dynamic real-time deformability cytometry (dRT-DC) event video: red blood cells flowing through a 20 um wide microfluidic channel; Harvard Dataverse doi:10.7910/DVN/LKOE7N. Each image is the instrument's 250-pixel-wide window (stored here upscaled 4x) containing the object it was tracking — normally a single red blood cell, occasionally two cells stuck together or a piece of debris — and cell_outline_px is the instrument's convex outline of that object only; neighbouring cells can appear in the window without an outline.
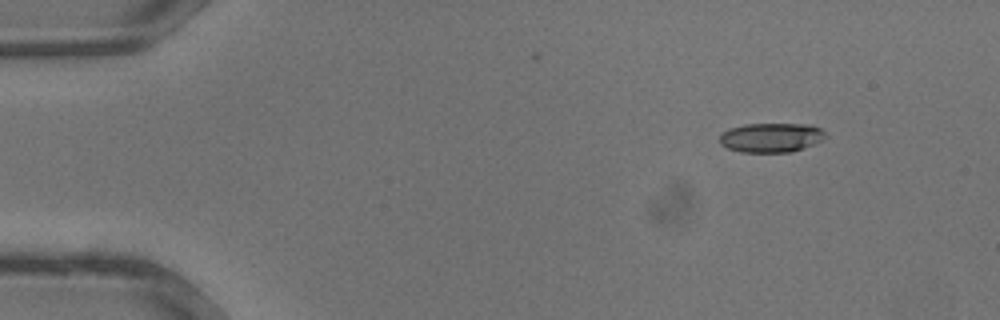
{"species": "common noctule bat (a hibernating species)", "species_latin": "Nyctalus noctula", "temperature_condition": "warm", "stored_images_in_passage": 31, "camera_frame_rate_fps": 3000, "um_per_image_px": 0.085, "animal": {"sex": "male", "body_mass_g": 13.3}, "frame": {"image": 1, "passage_image": 1, "time_ms": 0.0, "image_size_px": [1000, 320], "cell_outline_px": [[828, 136], [812, 144], [792, 152], [740, 152], [728, 148], [720, 144], [720, 136], [728, 128], [744, 124], [812, 124], [820, 128]], "centroid_in_image_um": [65.54, 11.68], "position_along_channel_um": 19.5, "area_um2": 18.09}}
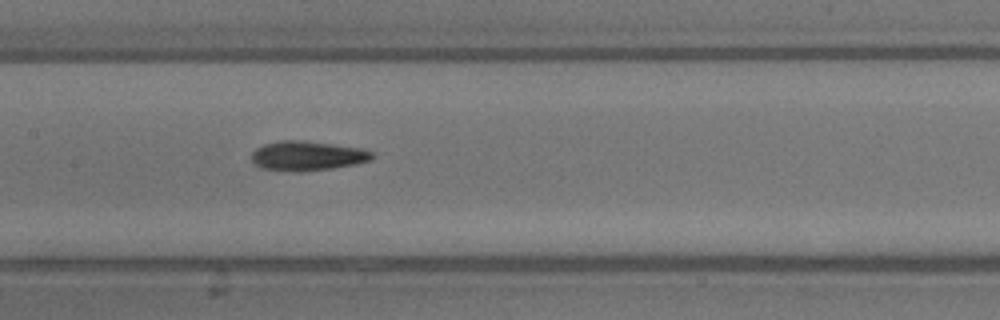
{"frame": {"image": 2, "passage_image": 14, "time_ms": 4.333, "image_size_px": [1000, 320], "cell_outline_px": [[372, 160], [356, 164], [332, 168], [300, 172], [296, 172], [260, 168], [252, 164], [252, 152], [256, 148], [264, 144], [280, 140], [304, 140], [360, 148], [372, 152]], "centroid_in_image_um": [26.08, 13.25], "position_along_channel_um": 181.3, "area_um2": 20.87}}
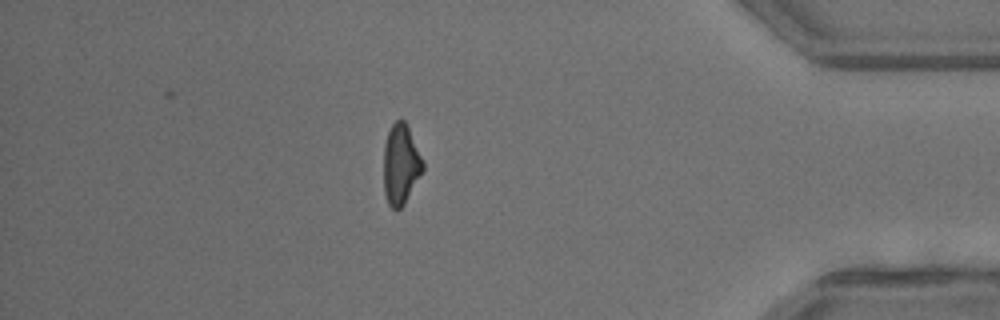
{"frame": {"image": 3, "passage_image": 27, "time_ms": 8.667, "image_size_px": [1000, 320], "cell_outline_px": [[424, 168], [404, 204], [396, 212], [388, 204], [384, 192], [384, 144], [388, 132], [392, 124], [400, 116], [408, 124], [424, 160]], "centroid_in_image_um": [34.07, 13.92], "position_along_channel_um": 401.1, "area_um2": 18.67}}